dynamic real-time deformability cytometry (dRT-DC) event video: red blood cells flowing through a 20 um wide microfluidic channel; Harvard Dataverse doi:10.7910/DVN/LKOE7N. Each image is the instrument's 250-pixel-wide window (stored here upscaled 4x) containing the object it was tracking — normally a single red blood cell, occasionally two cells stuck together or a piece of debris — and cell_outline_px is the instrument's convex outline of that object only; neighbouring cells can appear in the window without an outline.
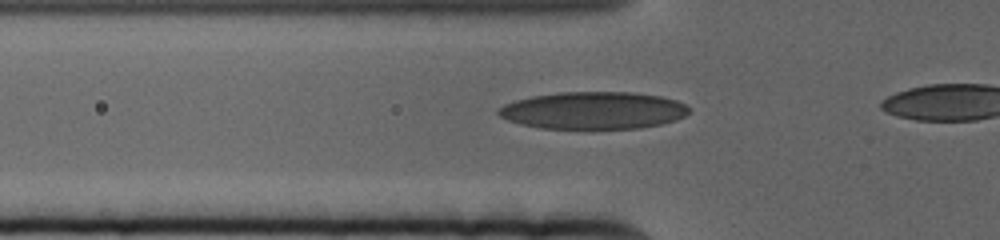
{"species": "human", "species_latin": "Homo sapiens", "temperature_condition": "cold", "stored_images_in_passage": 21, "camera_frame_rate_fps": 3000, "um_per_image_px": 0.085, "donor": {"sex": "female"}, "frame": {"image": 1, "passage_image": 14, "time_ms": 4.333, "image_size_px": [1000, 240], "cell_outline_px": [[692, 108], [684, 116], [676, 120], [660, 124], [640, 128], [540, 128], [520, 124], [508, 120], [500, 116], [496, 112], [496, 108], [504, 104], [516, 100], [532, 96], [560, 92], [632, 92], [660, 96], [676, 100]], "centroid_in_image_um": [50.42, 9.38], "position_along_channel_um": 75.4, "area_um2": 41.44}}
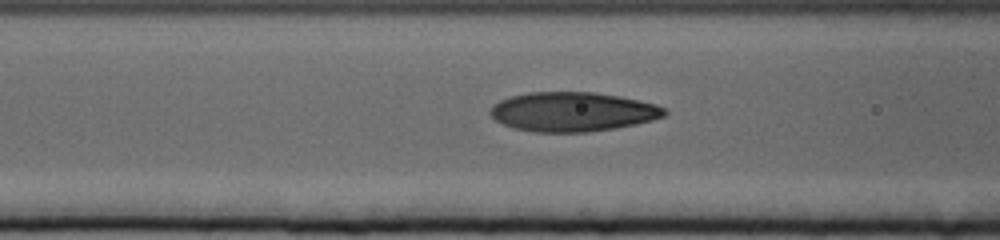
{"frame": {"image": 2, "passage_image": 18, "time_ms": 5.667, "image_size_px": [1000, 240], "cell_outline_px": [[668, 112], [664, 116], [652, 120], [636, 124], [616, 128], [588, 132], [536, 132], [512, 128], [496, 120], [488, 112], [492, 104], [500, 100], [512, 96], [528, 92], [592, 92], [620, 96], [656, 104], [664, 108]], "centroid_in_image_um": [48.66, 9.5], "position_along_channel_um": 117.9, "area_um2": 40.06}}